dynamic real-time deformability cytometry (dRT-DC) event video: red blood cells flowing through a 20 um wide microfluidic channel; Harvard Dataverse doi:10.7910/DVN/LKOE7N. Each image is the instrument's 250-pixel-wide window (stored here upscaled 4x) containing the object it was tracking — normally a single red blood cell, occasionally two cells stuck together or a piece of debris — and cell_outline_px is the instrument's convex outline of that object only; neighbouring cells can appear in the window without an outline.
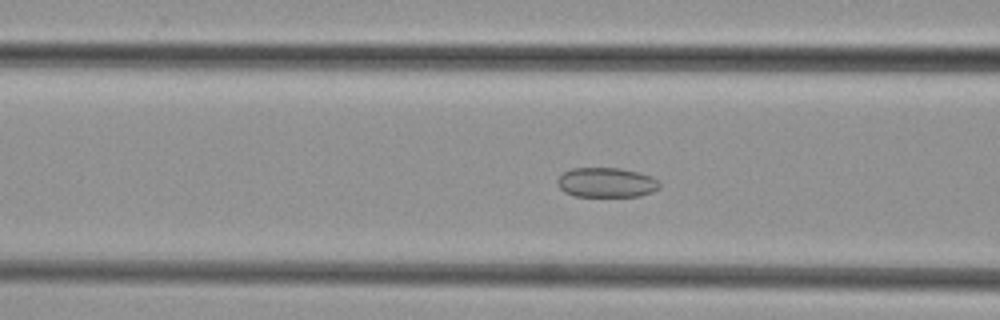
{"species": "common noctule bat (a hibernating species)", "species_latin": "Nyctalus noctula", "temperature_condition": "cold", "stored_images_in_passage": 39, "camera_frame_rate_fps": 3000, "um_per_image_px": 0.085, "animal": {"sex": "female", "body_mass_g": 29.2, "forearm_length_mm": 56.3}, "frame": {"image": 1, "passage_image": 11, "time_ms": 3.333, "image_size_px": [1000, 320], "cell_outline_px": [[660, 188], [652, 192], [640, 196], [572, 196], [564, 192], [556, 184], [556, 180], [564, 172], [572, 168], [620, 168], [652, 176], [660, 184]], "centroid_in_image_um": [51.52, 15.52], "position_along_channel_um": 115.1, "area_um2": 17.74}}
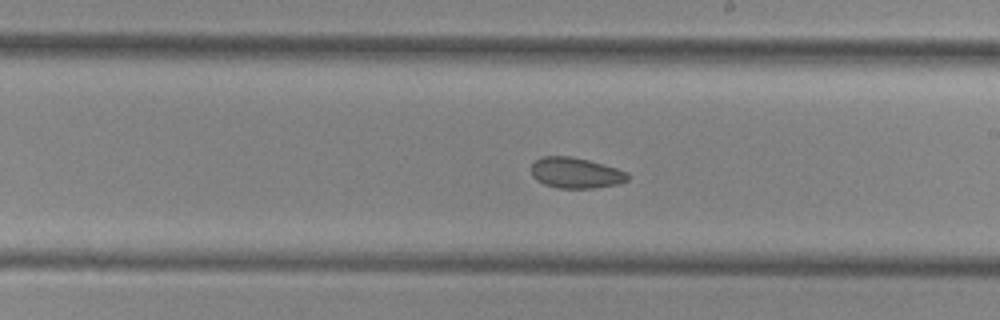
{"frame": {"image": 2, "passage_image": 20, "time_ms": 6.333, "image_size_px": [1000, 320], "cell_outline_px": [[628, 180], [620, 184], [592, 188], [556, 188], [544, 184], [536, 180], [532, 176], [532, 164], [540, 156], [572, 156], [588, 160], [616, 168], [628, 172]], "centroid_in_image_um": [48.93, 14.7], "position_along_channel_um": 240.1, "area_um2": 17.34}}
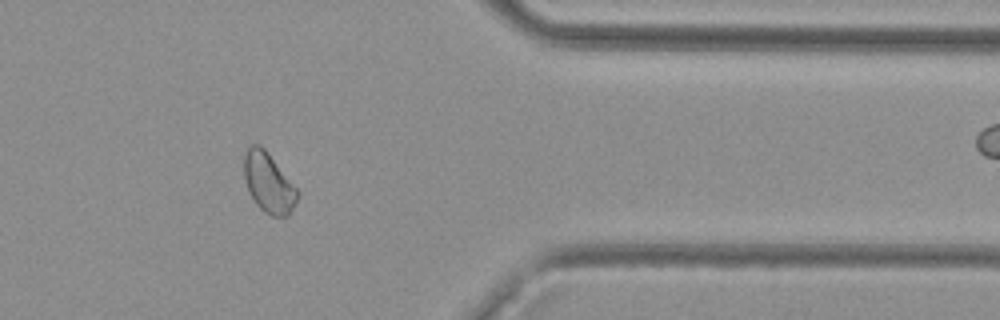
{"frame": {"image": 3, "passage_image": 32, "time_ms": 10.333, "image_size_px": [1000, 320], "cell_outline_px": [[300, 196], [288, 216], [272, 216], [264, 212], [256, 204], [248, 192], [244, 180], [244, 152], [252, 144], [260, 144], [268, 152], [300, 192]], "centroid_in_image_um": [22.83, 15.54], "position_along_channel_um": 388.6, "area_um2": 18.84}}